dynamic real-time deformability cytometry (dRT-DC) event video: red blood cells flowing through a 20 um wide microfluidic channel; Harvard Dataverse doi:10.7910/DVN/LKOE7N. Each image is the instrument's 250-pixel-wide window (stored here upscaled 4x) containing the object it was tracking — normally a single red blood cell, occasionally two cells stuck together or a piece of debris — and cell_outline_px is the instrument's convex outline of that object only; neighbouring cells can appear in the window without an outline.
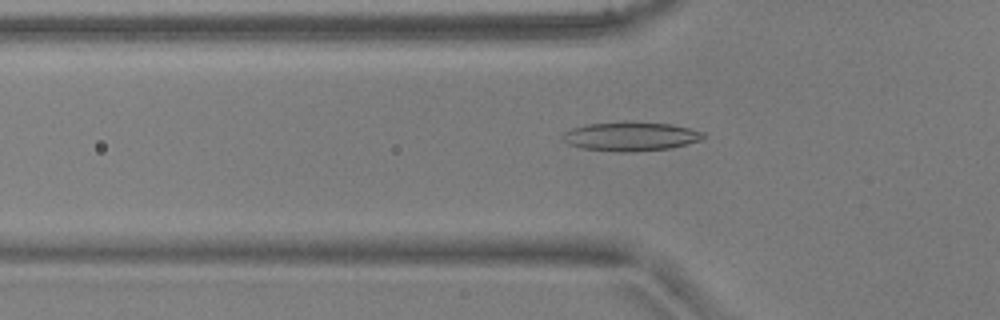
{"species": "common noctule bat (a hibernating species)", "species_latin": "Nyctalus noctula", "temperature_condition": "warm", "stored_images_in_passage": 36, "camera_frame_rate_fps": 3000, "um_per_image_px": 0.085, "animal": {"sex": "male", "body_mass_g": 17.9, "forearm_length_mm": 54.2}, "frame": {"image": 1, "passage_image": 18, "time_ms": 5.667, "image_size_px": [1000, 320], "cell_outline_px": [[704, 136], [700, 140], [688, 144], [672, 148], [632, 152], [620, 152], [580, 148], [568, 144], [560, 140], [560, 136], [564, 132], [572, 128], [588, 124], [672, 124], [704, 132]], "centroid_in_image_um": [53.57, 11.64], "position_along_channel_um": 72.2, "area_um2": 23.12}}
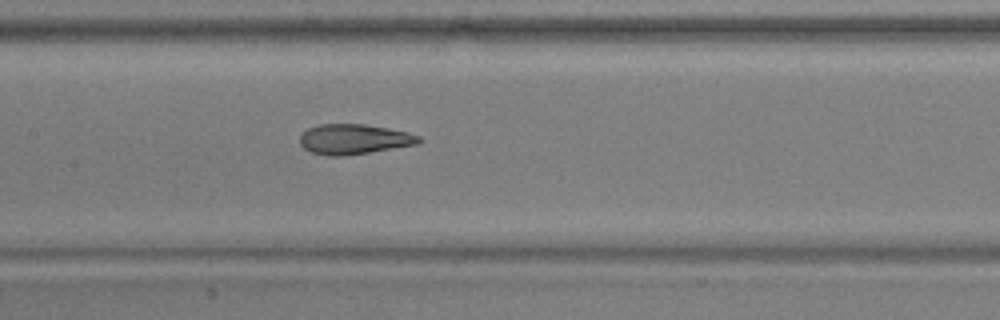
{"frame": {"image": 2, "passage_image": 26, "time_ms": 8.333, "image_size_px": [1000, 320], "cell_outline_px": [[420, 140], [416, 144], [344, 156], [328, 156], [312, 152], [304, 148], [300, 144], [300, 136], [308, 128], [320, 124], [364, 124], [388, 128], [408, 132], [420, 136]], "centroid_in_image_um": [30.06, 11.82], "position_along_channel_um": 177.3, "area_um2": 20.63}}
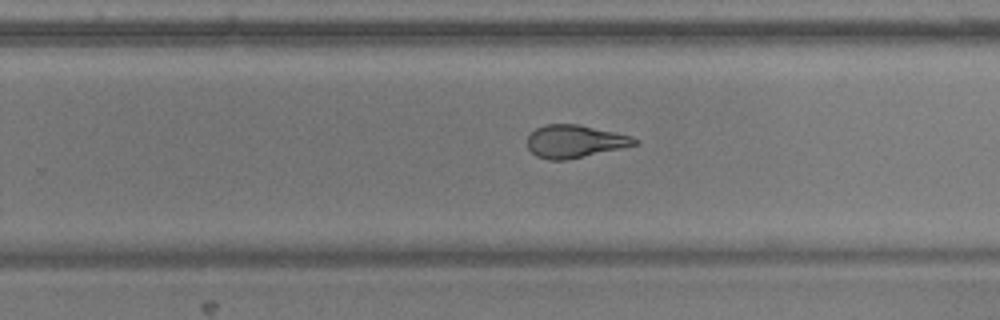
{"frame": {"image": 3, "passage_image": 34, "time_ms": 11.0, "image_size_px": [1000, 320], "cell_outline_px": [[640, 144], [564, 160], [548, 160], [536, 156], [528, 148], [528, 136], [536, 128], [544, 124], [580, 124], [616, 132], [640, 140]], "centroid_in_image_um": [48.86, 12.0], "position_along_channel_um": 280.9, "area_um2": 20.4}}